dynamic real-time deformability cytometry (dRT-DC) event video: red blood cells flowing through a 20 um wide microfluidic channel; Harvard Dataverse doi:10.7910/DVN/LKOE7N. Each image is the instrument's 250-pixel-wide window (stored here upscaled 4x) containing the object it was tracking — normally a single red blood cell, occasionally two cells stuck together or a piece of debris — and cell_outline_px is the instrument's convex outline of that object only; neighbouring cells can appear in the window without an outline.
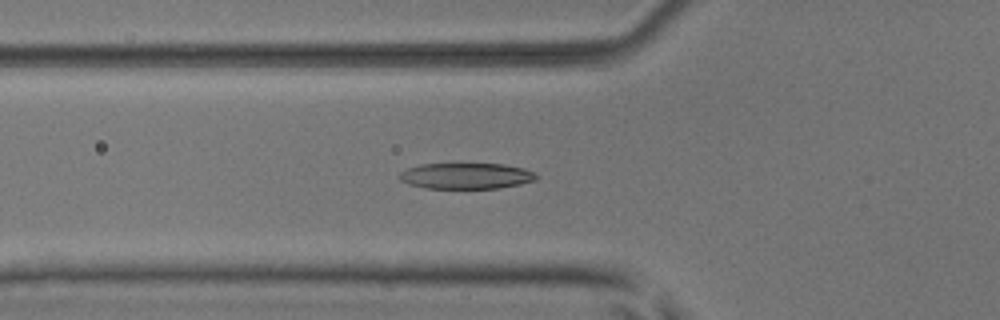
{"species": "common noctule bat (a hibernating species)", "species_latin": "Nyctalus noctula", "temperature_condition": "room temperature", "stored_images_in_passage": 32, "segment_of_instrument_passage": [1, 2], "camera_frame_rate_fps": 3000, "um_per_image_px": 0.085, "animal": {"sex": "male", "body_mass_g": 17.9, "forearm_length_mm": 54.2}, "frame": {"image": 1, "passage_image": 16, "time_ms": 5.0, "image_size_px": [1000, 320], "cell_outline_px": [[540, 176], [536, 180], [520, 184], [500, 188], [424, 188], [408, 184], [400, 180], [396, 176], [400, 172], [408, 168], [420, 164], [500, 164], [524, 168], [536, 172]], "centroid_in_image_um": [39.63, 14.95], "position_along_channel_um": 86.2, "area_um2": 20.87}}
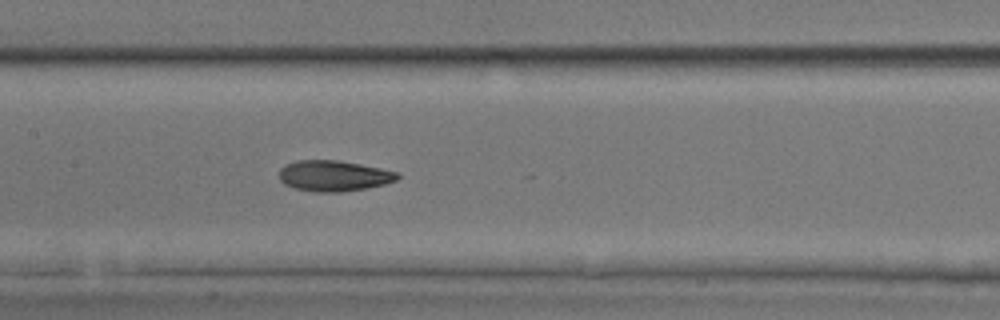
{"frame": {"image": 2, "passage_image": 23, "time_ms": 7.333, "image_size_px": [1000, 320], "cell_outline_px": [[400, 176], [396, 180], [384, 184], [368, 188], [340, 192], [316, 192], [296, 188], [284, 184], [280, 180], [280, 168], [284, 164], [296, 160], [336, 160], [360, 164], [400, 172]], "centroid_in_image_um": [28.37, 14.94], "position_along_channel_um": 179.0, "area_um2": 21.27}}
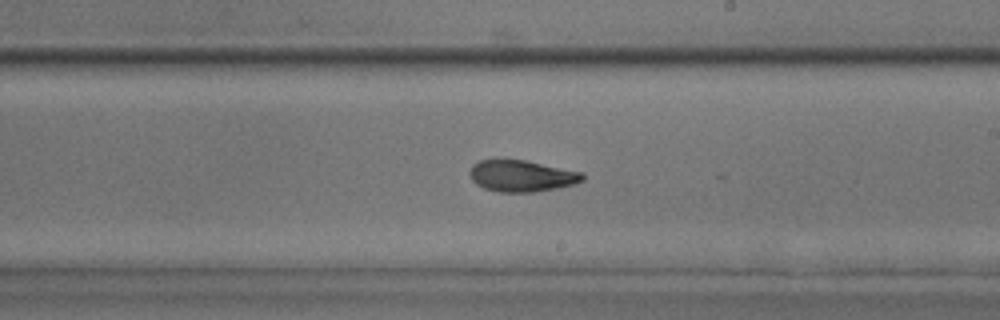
{"frame": {"image": 3, "passage_image": 28, "time_ms": 9.0, "image_size_px": [1000, 320], "cell_outline_px": [[584, 180], [576, 184], [556, 188], [532, 192], [500, 192], [484, 188], [476, 184], [472, 180], [468, 172], [472, 164], [480, 160], [524, 160], [584, 172]], "centroid_in_image_um": [44.35, 14.95], "position_along_channel_um": 244.7, "area_um2": 20.75}}